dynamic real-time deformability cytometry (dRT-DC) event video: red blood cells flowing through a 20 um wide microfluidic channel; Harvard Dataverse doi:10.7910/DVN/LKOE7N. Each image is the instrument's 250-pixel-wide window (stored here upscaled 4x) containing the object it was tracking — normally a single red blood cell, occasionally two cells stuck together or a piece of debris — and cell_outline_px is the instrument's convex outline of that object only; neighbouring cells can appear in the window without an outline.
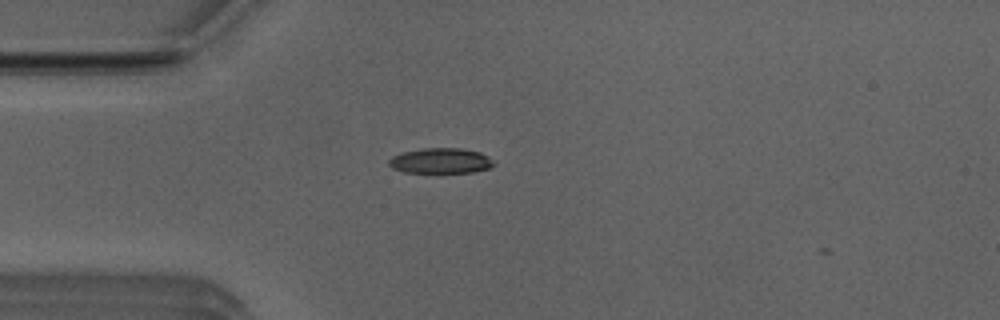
{"species": "Egyptian fruit bat (a non-hibernating species)", "species_latin": "Rousettus aegyptiacus", "temperature_condition": "room temperature", "stored_images_in_passage": 40, "camera_frame_rate_fps": 3000, "um_per_image_px": 0.085, "animal": {"sex": "male"}, "frame": {"image": 1, "passage_image": 2, "time_ms": 0.333, "image_size_px": [1000, 320], "cell_outline_px": [[496, 164], [492, 168], [472, 172], [404, 172], [392, 168], [388, 164], [388, 160], [392, 156], [404, 152], [420, 148], [460, 148], [480, 152], [488, 156]], "centroid_in_image_um": [37.47, 13.66], "position_along_channel_um": 47.5, "area_um2": 15.55}}
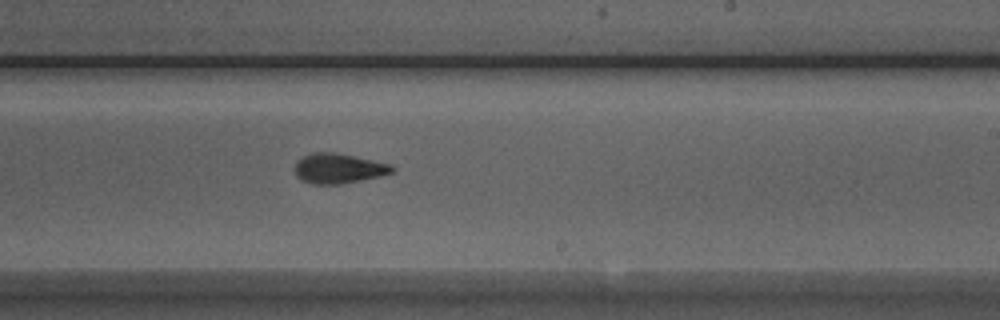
{"frame": {"image": 2, "passage_image": 19, "time_ms": 6.0, "image_size_px": [1000, 320], "cell_outline_px": [[396, 168], [392, 172], [380, 176], [340, 184], [312, 184], [300, 180], [296, 176], [296, 160], [312, 152], [336, 152], [392, 164]], "centroid_in_image_um": [28.77, 14.31], "position_along_channel_um": 260.2, "area_um2": 17.05}}
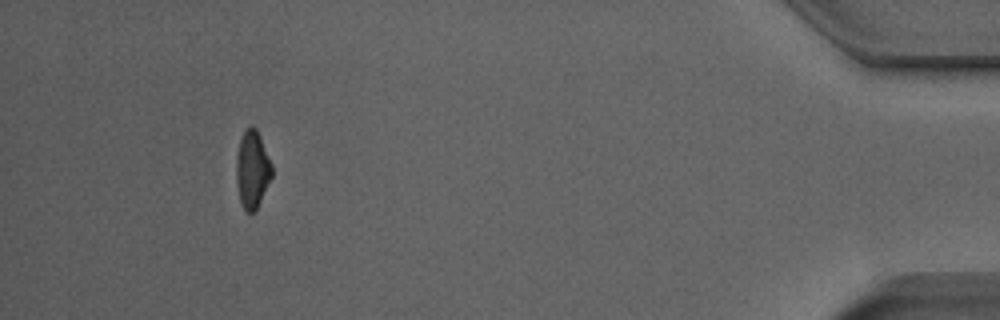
{"frame": {"image": 3, "passage_image": 36, "time_ms": 11.667, "image_size_px": [1000, 320], "cell_outline_px": [[272, 176], [256, 208], [252, 212], [244, 212], [240, 200], [236, 184], [236, 156], [240, 140], [244, 132], [252, 124], [256, 128], [260, 136], [272, 164]], "centroid_in_image_um": [21.43, 14.39], "position_along_channel_um": 413.8, "area_um2": 15.95}, "authors_computed_cell_mechanics": {"area_um2": 16.6175, "velocity_mm_per_s": 3.9664, "shape_relaxation_time_tau1_ms": 3.4833, "shape_relaxation_time_tau2_ms": 2.8219, "deformation_change_tau1": 0.1531, "deformation_change_tau2": 0.075}}